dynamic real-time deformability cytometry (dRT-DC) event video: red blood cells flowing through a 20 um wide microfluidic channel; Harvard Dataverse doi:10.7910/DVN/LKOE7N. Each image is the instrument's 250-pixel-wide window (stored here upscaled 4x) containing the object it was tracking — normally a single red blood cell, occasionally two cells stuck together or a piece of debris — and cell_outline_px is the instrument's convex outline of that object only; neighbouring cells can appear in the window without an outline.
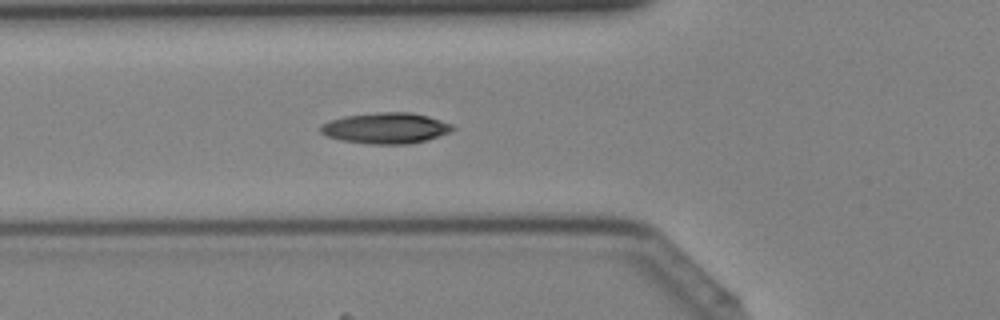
{"species": "Egyptian fruit bat (a non-hibernating species)", "species_latin": "Rousettus aegyptiacus", "temperature_condition": "cold", "stored_images_in_passage": 37, "camera_frame_rate_fps": 3000, "um_per_image_px": 0.085, "animal": {"sex": "female"}, "frame": {"image": 1, "passage_image": 9, "time_ms": 2.667, "image_size_px": [1000, 320], "cell_outline_px": [[456, 128], [448, 132], [428, 140], [408, 144], [372, 144], [340, 140], [328, 136], [320, 132], [320, 124], [328, 120], [344, 116], [376, 112], [412, 112], [428, 116], [452, 124]], "centroid_in_image_um": [32.77, 10.88], "position_along_channel_um": 93.0, "area_um2": 23.87}}
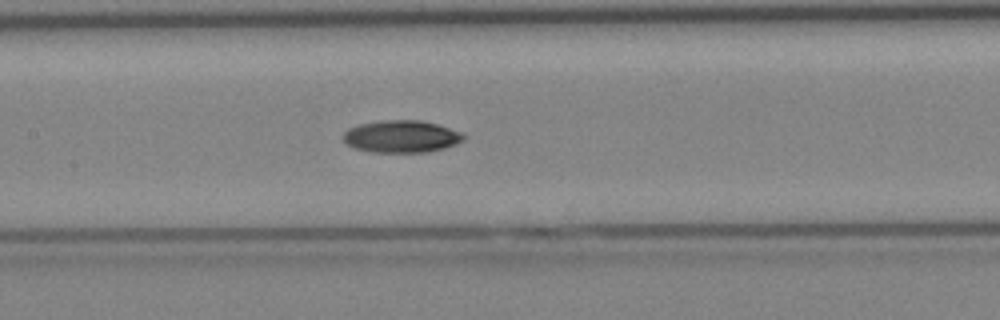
{"frame": {"image": 2, "passage_image": 14, "time_ms": 4.333, "image_size_px": [1000, 320], "cell_outline_px": [[468, 136], [464, 140], [444, 148], [424, 152], [372, 152], [356, 148], [348, 144], [344, 140], [344, 132], [348, 128], [360, 124], [384, 120], [420, 120], [436, 124], [460, 132]], "centroid_in_image_um": [34.13, 11.6], "position_along_channel_um": 173.3, "area_um2": 22.37}}
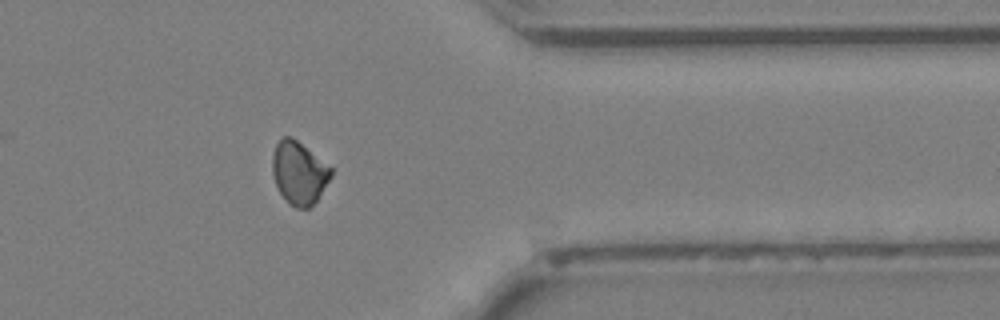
{"frame": {"image": 3, "passage_image": 28, "time_ms": 9.0, "image_size_px": [1000, 320], "cell_outline_px": [[332, 176], [316, 200], [308, 208], [296, 208], [288, 204], [280, 192], [276, 184], [272, 172], [272, 156], [276, 144], [284, 136], [292, 136], [332, 168]], "centroid_in_image_um": [25.4, 14.69], "position_along_channel_um": 386.0, "area_um2": 21.27}}